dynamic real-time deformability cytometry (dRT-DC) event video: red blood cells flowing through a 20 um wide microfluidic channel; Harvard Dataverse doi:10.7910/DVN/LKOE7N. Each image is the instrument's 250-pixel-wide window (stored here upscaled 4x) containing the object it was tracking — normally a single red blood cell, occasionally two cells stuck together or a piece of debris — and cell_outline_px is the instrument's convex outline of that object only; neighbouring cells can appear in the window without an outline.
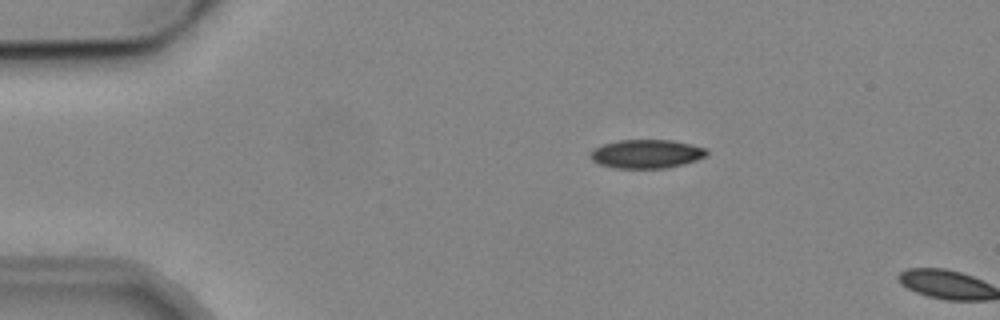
{"species": "common noctule bat (a hibernating species)", "species_latin": "Nyctalus noctula", "temperature_condition": "cold", "stored_images_in_passage": 2, "camera_frame_rate_fps": 3000, "um_per_image_px": 0.085, "animal": {"sex": "male", "body_mass_g": 19.2, "forearm_length_mm": 51.8}, "frame": {"image": 1, "passage_image": 1, "time_ms": 0.0, "image_size_px": [1000, 320], "cell_outline_px": [[708, 152], [704, 156], [696, 160], [664, 168], [612, 168], [600, 164], [592, 160], [592, 152], [596, 148], [604, 144], [620, 140], [672, 140], [692, 144], [708, 148]], "centroid_in_image_um": [54.98, 13.07], "position_along_channel_um": 30.0, "area_um2": 19.19}}